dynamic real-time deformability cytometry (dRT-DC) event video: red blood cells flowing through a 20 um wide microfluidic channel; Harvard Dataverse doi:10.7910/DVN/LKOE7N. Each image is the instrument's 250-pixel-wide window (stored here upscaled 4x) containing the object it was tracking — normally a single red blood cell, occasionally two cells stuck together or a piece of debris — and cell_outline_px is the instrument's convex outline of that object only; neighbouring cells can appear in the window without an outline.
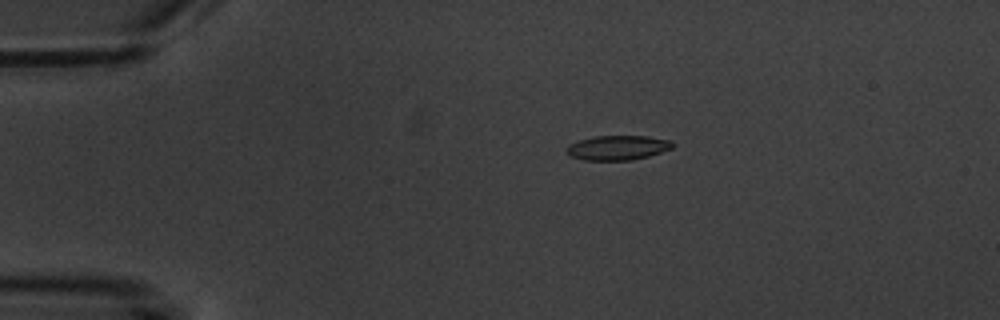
{"species": "common noctule bat (a hibernating species)", "species_latin": "Nyctalus noctula", "temperature_condition": "warm", "stored_images_in_passage": 8, "camera_frame_rate_fps": 3000, "um_per_image_px": 0.085, "animal": {"sex": "male", "body_mass_g": 20.1, "forearm_length_mm": 53.5}, "frame": {"image": 1, "passage_image": 3, "time_ms": 2.333, "image_size_px": [1000, 320], "cell_outline_px": [[672, 148], [648, 156], [632, 160], [584, 160], [568, 156], [568, 144], [592, 136], [648, 136], [672, 140]], "centroid_in_image_um": [52.49, 12.55], "position_along_channel_um": 32.5, "area_um2": 15.14}}
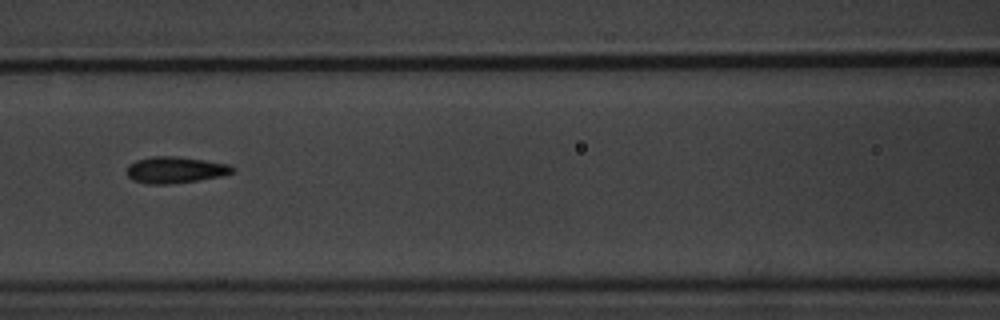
{"frame": {"image": 2, "passage_image": 7, "time_ms": 7.0, "image_size_px": [1000, 320], "cell_outline_px": [[236, 168], [232, 172], [224, 176], [168, 184], [148, 184], [132, 180], [128, 176], [128, 164], [136, 160], [152, 156], [176, 156], [204, 160], [228, 164]], "centroid_in_image_um": [14.89, 14.44], "position_along_channel_um": 151.7, "area_um2": 16.24}}
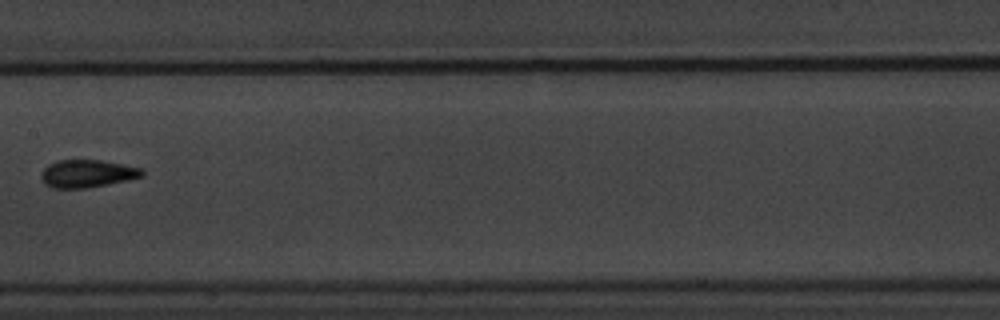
{"frame": {"image": 3, "passage_image": 8, "time_ms": 8.333, "image_size_px": [1000, 320], "cell_outline_px": [[144, 176], [128, 180], [88, 188], [52, 188], [44, 184], [40, 176], [44, 168], [48, 164], [60, 160], [100, 160], [140, 168], [144, 172]], "centroid_in_image_um": [7.39, 14.77], "position_along_channel_um": 200.0, "area_um2": 16.24}}